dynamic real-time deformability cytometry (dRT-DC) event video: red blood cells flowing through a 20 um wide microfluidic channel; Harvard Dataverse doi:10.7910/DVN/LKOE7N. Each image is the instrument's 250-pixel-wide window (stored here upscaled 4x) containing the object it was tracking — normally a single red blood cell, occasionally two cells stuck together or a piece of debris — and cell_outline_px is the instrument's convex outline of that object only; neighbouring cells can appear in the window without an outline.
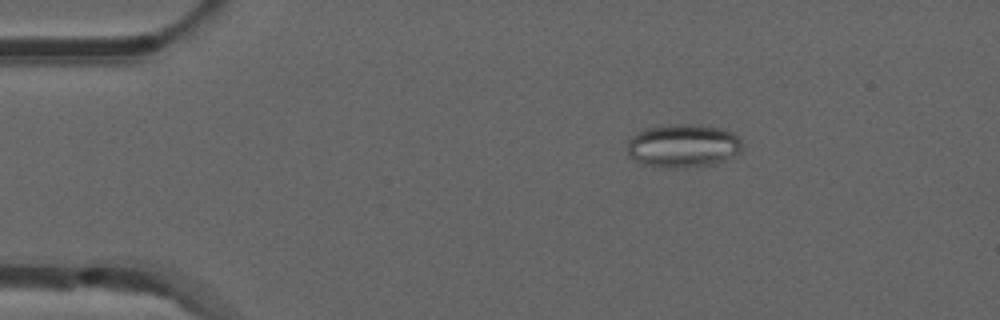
{"species": "common noctule bat (a hibernating species)", "species_latin": "Nyctalus noctula", "temperature_condition": "room temperature", "stored_images_in_passage": 38, "camera_frame_rate_fps": 3000, "um_per_image_px": 0.085, "animal": {"sex": "male", "forearm_length_mm": 52.5}, "frame": {"image": 1, "passage_image": 1, "time_ms": 0.0, "image_size_px": [1000, 320], "cell_outline_px": [[744, 148], [740, 152], [724, 160], [712, 164], [684, 168], [664, 168], [644, 164], [628, 156], [628, 140], [636, 132], [644, 128], [668, 124], [700, 124], [720, 128], [732, 132], [744, 144]], "centroid_in_image_um": [58.06, 12.38], "position_along_channel_um": 26.9, "area_um2": 29.42}}
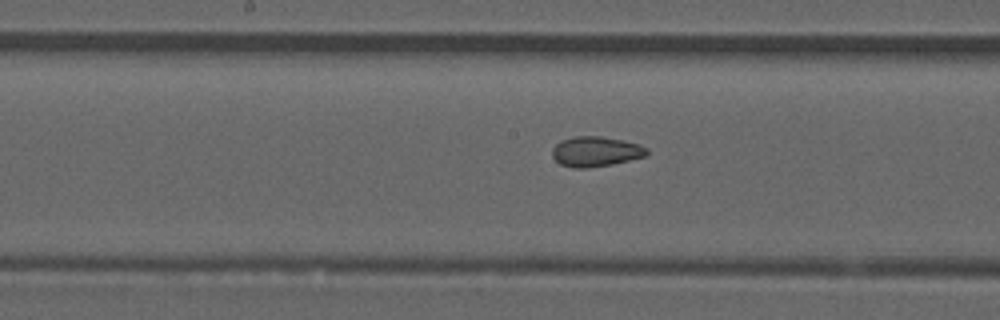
{"frame": {"image": 2, "passage_image": 19, "time_ms": 6.0, "image_size_px": [1000, 320], "cell_outline_px": [[648, 152], [644, 156], [612, 164], [588, 168], [572, 168], [560, 164], [552, 156], [552, 148], [560, 140], [576, 136], [600, 136], [640, 144], [648, 148]], "centroid_in_image_um": [50.6, 12.88], "position_along_channel_um": 197.6, "area_um2": 16.53}}
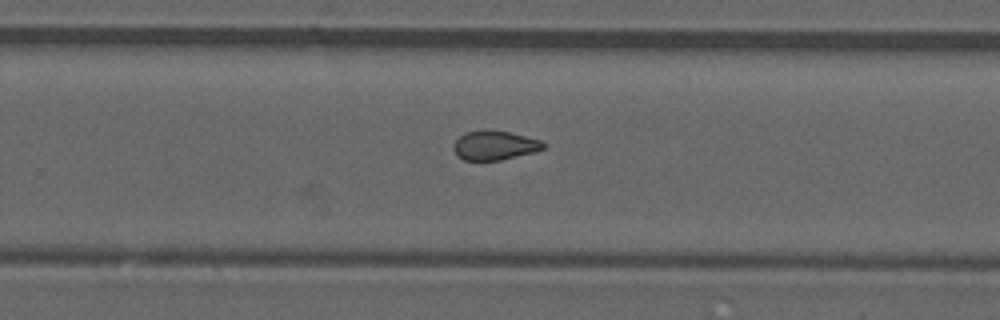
{"frame": {"image": 3, "passage_image": 26, "time_ms": 8.333, "image_size_px": [1000, 320], "cell_outline_px": [[544, 148], [536, 152], [500, 160], [464, 160], [456, 156], [452, 148], [452, 144], [464, 132], [484, 128], [508, 132], [540, 140], [544, 144]], "centroid_in_image_um": [41.98, 12.34], "position_along_channel_um": 287.8, "area_um2": 15.55}, "authors_computed_cell_mechanics": {"area_um2": 16.2707, "velocity_mm_per_s": 3.8848, "shape_relaxation_time_tau1_ms": null, "shape_relaxation_time_tau2_ms": 1.3842, "deformation_change_tau1": null, "deformation_change_tau2": 0.0591}}